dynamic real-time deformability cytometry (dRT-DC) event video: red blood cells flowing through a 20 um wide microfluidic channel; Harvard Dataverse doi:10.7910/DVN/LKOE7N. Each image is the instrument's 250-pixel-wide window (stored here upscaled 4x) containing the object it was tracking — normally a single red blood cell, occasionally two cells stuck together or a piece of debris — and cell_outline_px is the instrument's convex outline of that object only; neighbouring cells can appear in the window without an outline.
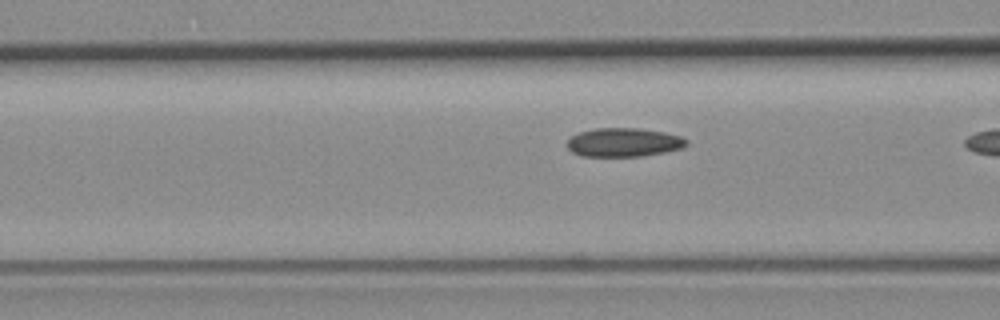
{"species": "common noctule bat (a hibernating species)", "species_latin": "Nyctalus noctula", "temperature_condition": "room temperature", "stored_images_in_passage": 6, "camera_frame_rate_fps": 3000, "um_per_image_px": 0.085, "animal": {"sex": "female", "body_mass_g": 19.3, "forearm_length_mm": 54.1}, "frame": {"image": 1, "passage_image": 5, "time_ms": 1.333, "image_size_px": [1000, 320], "cell_outline_px": [[688, 144], [684, 148], [664, 152], [640, 156], [580, 156], [572, 152], [568, 148], [568, 140], [572, 136], [580, 132], [596, 128], [640, 128], [664, 132], [680, 136], [688, 140]], "centroid_in_image_um": [53.04, 12.1], "position_along_channel_um": 113.6, "area_um2": 20.0}}